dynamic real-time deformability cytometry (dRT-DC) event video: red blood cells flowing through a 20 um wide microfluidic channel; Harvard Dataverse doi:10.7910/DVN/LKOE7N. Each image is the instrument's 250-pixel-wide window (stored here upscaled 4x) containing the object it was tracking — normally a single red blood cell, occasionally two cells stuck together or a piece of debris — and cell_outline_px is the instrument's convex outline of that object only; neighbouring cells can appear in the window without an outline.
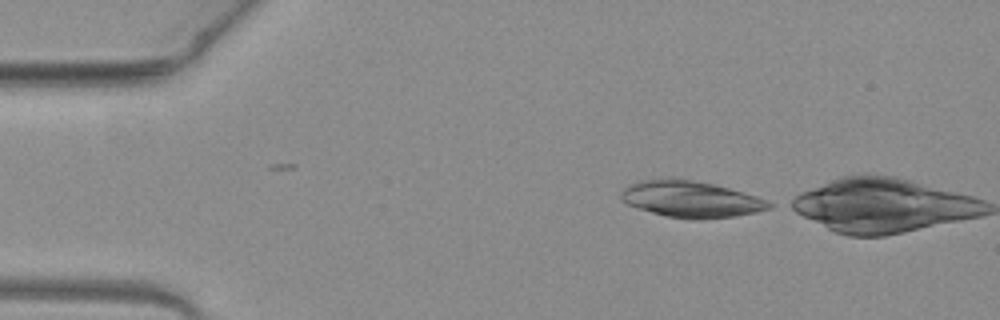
{"species": "common noctule bat (a hibernating species)", "species_latin": "Nyctalus noctula", "temperature_condition": "warm", "stored_images_in_passage": 2, "camera_frame_rate_fps": 3000, "um_per_image_px": 0.085, "animal": {"sex": "female", "body_mass_g": 19.3, "forearm_length_mm": 54.1}, "frame": {"image": 1, "passage_image": 2, "time_ms": 0.333, "image_size_px": [1000, 320], "cell_outline_px": [[776, 204], [772, 208], [756, 212], [736, 216], [700, 220], [668, 216], [636, 208], [620, 200], [620, 192], [628, 184], [636, 180], [672, 176], [712, 184], [728, 188], [756, 196]], "centroid_in_image_um": [58.68, 16.91], "position_along_channel_um": 26.3, "area_um2": 31.91}}